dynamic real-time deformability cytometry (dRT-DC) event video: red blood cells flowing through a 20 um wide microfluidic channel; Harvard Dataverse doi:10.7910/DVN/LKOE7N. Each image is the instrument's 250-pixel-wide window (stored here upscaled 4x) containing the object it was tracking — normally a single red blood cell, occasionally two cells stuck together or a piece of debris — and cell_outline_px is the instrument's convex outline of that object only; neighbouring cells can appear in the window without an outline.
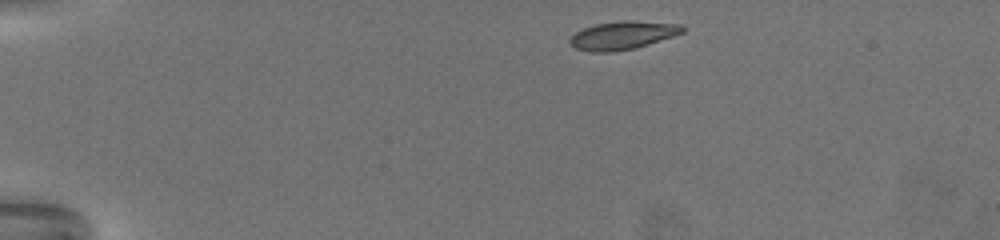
{"species": "common noctule bat (a hibernating species)", "species_latin": "Nyctalus noctula", "temperature_condition": "warm", "stored_images_in_passage": 50, "camera_frame_rate_fps": 3000, "um_per_image_px": 0.085, "animal": {"sex": "female", "body_mass_g": 19.5, "forearm_length_mm": 54.1}, "frame": {"image": 1, "passage_image": 1, "time_ms": 0.0, "image_size_px": [1000, 240], "cell_outline_px": [[684, 32], [636, 48], [612, 52], [592, 52], [576, 48], [568, 40], [576, 32], [584, 28], [596, 24], [620, 20], [632, 20], [680, 24], [684, 28]], "centroid_in_image_um": [52.93, 3.0], "position_along_channel_um": 32.1, "area_um2": 18.38}}
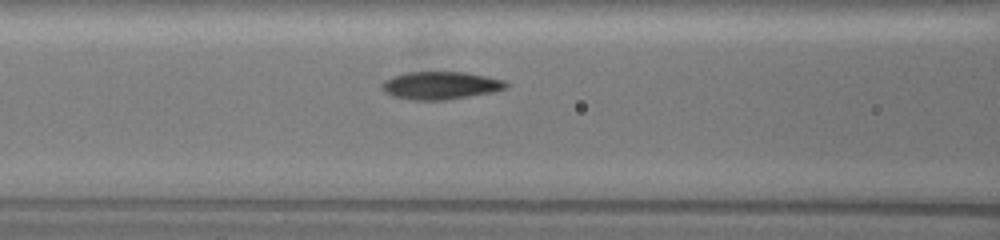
{"frame": {"image": 2, "passage_image": 19, "time_ms": 6.0, "image_size_px": [1000, 240], "cell_outline_px": [[508, 88], [492, 92], [448, 100], [412, 100], [392, 96], [384, 92], [380, 84], [384, 80], [392, 76], [404, 72], [464, 72], [488, 76], [504, 80], [508, 84]], "centroid_in_image_um": [37.43, 7.26], "position_along_channel_um": 129.2, "area_um2": 20.35}}
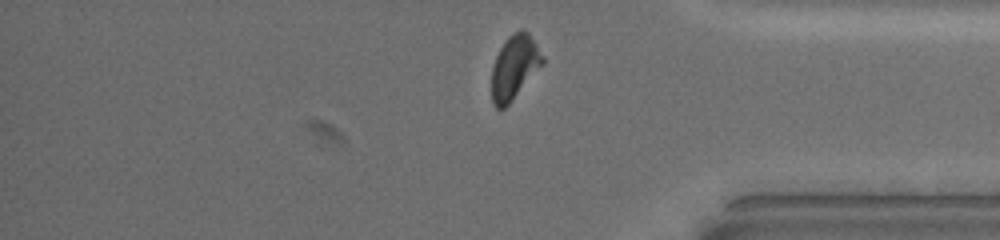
{"frame": {"image": 3, "passage_image": 46, "time_ms": 15.0, "image_size_px": [1000, 240], "cell_outline_px": [[544, 64], [508, 104], [504, 108], [496, 108], [492, 104], [492, 68], [496, 56], [500, 48], [508, 36], [512, 32], [528, 32], [544, 56]], "centroid_in_image_um": [43.73, 5.72], "position_along_channel_um": 391.5, "area_um2": 18.73}, "authors_computed_cell_mechanics": {"area_um2": 19.9121, "velocity_mm_per_s": 3.0343, "shape_relaxation_time_tau1_ms": 4.3642, "shape_relaxation_time_tau2_ms": 1.1454, "deformation_change_tau1": 0.1558, "deformation_change_tau2": 0.0666}}